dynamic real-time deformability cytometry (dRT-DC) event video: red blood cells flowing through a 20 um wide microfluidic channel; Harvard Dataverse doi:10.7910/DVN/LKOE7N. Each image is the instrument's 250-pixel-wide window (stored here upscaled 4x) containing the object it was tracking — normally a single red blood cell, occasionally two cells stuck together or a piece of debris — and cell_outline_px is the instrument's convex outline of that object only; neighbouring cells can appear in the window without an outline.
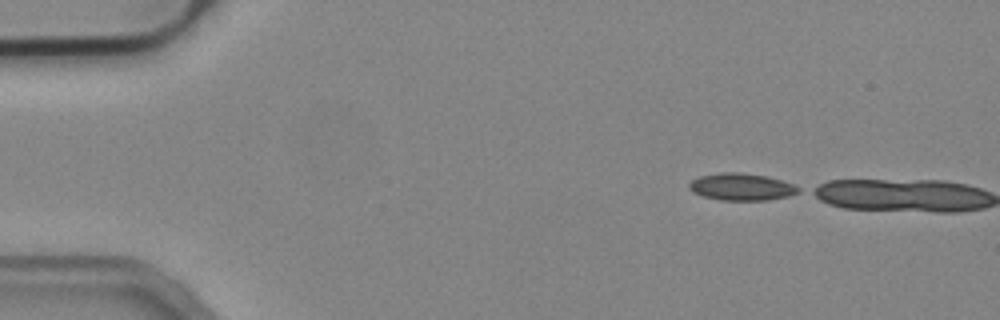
{"species": "common noctule bat (a hibernating species)", "species_latin": "Nyctalus noctula", "temperature_condition": "cold", "stored_images_in_passage": 2, "camera_frame_rate_fps": 3000, "um_per_image_px": 0.085, "animal": {"sex": "male", "body_mass_g": 19.2, "forearm_length_mm": 51.8}, "frame": {"image": 1, "passage_image": 1, "time_ms": 0.0, "image_size_px": [1000, 320], "cell_outline_px": [[800, 192], [788, 196], [768, 200], [720, 200], [704, 196], [692, 192], [688, 188], [688, 184], [692, 180], [700, 176], [720, 172], [740, 172], [764, 176], [780, 180], [792, 184], [800, 188]], "centroid_in_image_um": [63.0, 15.88], "position_along_channel_um": 22.0, "area_um2": 17.17}}